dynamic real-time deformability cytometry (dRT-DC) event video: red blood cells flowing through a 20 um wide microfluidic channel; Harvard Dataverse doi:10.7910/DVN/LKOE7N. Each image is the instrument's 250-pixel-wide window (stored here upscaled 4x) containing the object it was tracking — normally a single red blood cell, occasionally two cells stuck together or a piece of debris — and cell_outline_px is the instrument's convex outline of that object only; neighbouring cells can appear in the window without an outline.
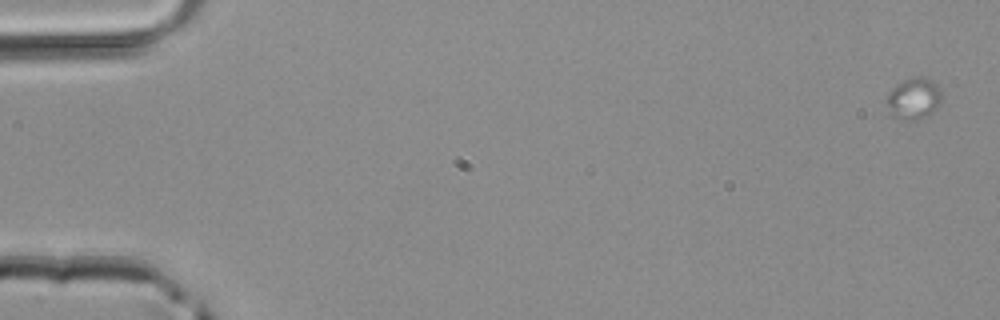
{"species": "common noctule bat (a hibernating species)", "species_latin": "Nyctalus noctula", "temperature_condition": "room temperature", "stored_images_in_passage": 3, "segment_of_instrument_passage": [1, 2], "camera_frame_rate_fps": 3000, "um_per_image_px": 0.085, "animal": {"sex": "male", "body_mass_g": 20.4}, "frame": {"image": 1, "passage_image": 1, "time_ms": 0.0, "image_size_px": [1000, 320], "cell_outline_px": [[940, 104], [932, 112], [916, 120], [904, 120], [892, 116], [884, 100], [888, 92], [896, 84], [904, 80], [928, 80], [936, 84], [940, 88]], "centroid_in_image_um": [77.6, 8.43], "position_along_channel_um": 7.4, "area_um2": 12.83}}